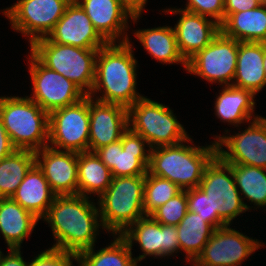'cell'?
<instances>
[{"mask_svg": "<svg viewBox=\"0 0 266 266\" xmlns=\"http://www.w3.org/2000/svg\"><path fill=\"white\" fill-rule=\"evenodd\" d=\"M89 96L49 114L48 146L61 151L87 152L89 145Z\"/></svg>", "mask_w": 266, "mask_h": 266, "instance_id": "obj_8", "label": "cell"}, {"mask_svg": "<svg viewBox=\"0 0 266 266\" xmlns=\"http://www.w3.org/2000/svg\"><path fill=\"white\" fill-rule=\"evenodd\" d=\"M262 3L261 0H224V19L229 14L254 9Z\"/></svg>", "mask_w": 266, "mask_h": 266, "instance_id": "obj_38", "label": "cell"}, {"mask_svg": "<svg viewBox=\"0 0 266 266\" xmlns=\"http://www.w3.org/2000/svg\"><path fill=\"white\" fill-rule=\"evenodd\" d=\"M221 32L239 42L266 43V3L254 9L229 14Z\"/></svg>", "mask_w": 266, "mask_h": 266, "instance_id": "obj_26", "label": "cell"}, {"mask_svg": "<svg viewBox=\"0 0 266 266\" xmlns=\"http://www.w3.org/2000/svg\"><path fill=\"white\" fill-rule=\"evenodd\" d=\"M123 7L132 15L140 16L142 15L147 0H119Z\"/></svg>", "mask_w": 266, "mask_h": 266, "instance_id": "obj_41", "label": "cell"}, {"mask_svg": "<svg viewBox=\"0 0 266 266\" xmlns=\"http://www.w3.org/2000/svg\"><path fill=\"white\" fill-rule=\"evenodd\" d=\"M0 266H29V262H25L20 249L9 248V253L0 256Z\"/></svg>", "mask_w": 266, "mask_h": 266, "instance_id": "obj_39", "label": "cell"}, {"mask_svg": "<svg viewBox=\"0 0 266 266\" xmlns=\"http://www.w3.org/2000/svg\"><path fill=\"white\" fill-rule=\"evenodd\" d=\"M133 34L154 59L163 64L181 63L186 70L187 62L179 52L173 27L138 29Z\"/></svg>", "mask_w": 266, "mask_h": 266, "instance_id": "obj_27", "label": "cell"}, {"mask_svg": "<svg viewBox=\"0 0 266 266\" xmlns=\"http://www.w3.org/2000/svg\"><path fill=\"white\" fill-rule=\"evenodd\" d=\"M186 143H193L191 137L176 145L152 148L148 172L174 182L182 190L199 187L206 166L217 155V145Z\"/></svg>", "mask_w": 266, "mask_h": 266, "instance_id": "obj_3", "label": "cell"}, {"mask_svg": "<svg viewBox=\"0 0 266 266\" xmlns=\"http://www.w3.org/2000/svg\"><path fill=\"white\" fill-rule=\"evenodd\" d=\"M255 95L246 89L233 85L222 86L221 92L215 101V115L222 122L239 127L241 123H250L251 120L260 118L255 113ZM253 116V117H252Z\"/></svg>", "mask_w": 266, "mask_h": 266, "instance_id": "obj_23", "label": "cell"}, {"mask_svg": "<svg viewBox=\"0 0 266 266\" xmlns=\"http://www.w3.org/2000/svg\"><path fill=\"white\" fill-rule=\"evenodd\" d=\"M55 197L42 170L35 163L12 199L41 220L48 212Z\"/></svg>", "mask_w": 266, "mask_h": 266, "instance_id": "obj_24", "label": "cell"}, {"mask_svg": "<svg viewBox=\"0 0 266 266\" xmlns=\"http://www.w3.org/2000/svg\"><path fill=\"white\" fill-rule=\"evenodd\" d=\"M239 41L221 31L204 49L187 61V73L221 86L232 85L236 71Z\"/></svg>", "mask_w": 266, "mask_h": 266, "instance_id": "obj_11", "label": "cell"}, {"mask_svg": "<svg viewBox=\"0 0 266 266\" xmlns=\"http://www.w3.org/2000/svg\"><path fill=\"white\" fill-rule=\"evenodd\" d=\"M187 212V190H182L165 204L155 209L150 216L158 223L177 226Z\"/></svg>", "mask_w": 266, "mask_h": 266, "instance_id": "obj_34", "label": "cell"}, {"mask_svg": "<svg viewBox=\"0 0 266 266\" xmlns=\"http://www.w3.org/2000/svg\"><path fill=\"white\" fill-rule=\"evenodd\" d=\"M264 243L250 238L230 225L216 228L203 251L192 263L194 266H241Z\"/></svg>", "mask_w": 266, "mask_h": 266, "instance_id": "obj_15", "label": "cell"}, {"mask_svg": "<svg viewBox=\"0 0 266 266\" xmlns=\"http://www.w3.org/2000/svg\"><path fill=\"white\" fill-rule=\"evenodd\" d=\"M264 43L239 42L236 71L232 85L258 94L266 86L263 68Z\"/></svg>", "mask_w": 266, "mask_h": 266, "instance_id": "obj_22", "label": "cell"}, {"mask_svg": "<svg viewBox=\"0 0 266 266\" xmlns=\"http://www.w3.org/2000/svg\"><path fill=\"white\" fill-rule=\"evenodd\" d=\"M232 168L235 184L241 194L242 201L247 211L250 206L244 202H249L258 207L266 206V169L255 166L240 164H229ZM244 197H243V196Z\"/></svg>", "mask_w": 266, "mask_h": 266, "instance_id": "obj_32", "label": "cell"}, {"mask_svg": "<svg viewBox=\"0 0 266 266\" xmlns=\"http://www.w3.org/2000/svg\"><path fill=\"white\" fill-rule=\"evenodd\" d=\"M38 219L12 198H0V234L8 249H21V245L34 230Z\"/></svg>", "mask_w": 266, "mask_h": 266, "instance_id": "obj_25", "label": "cell"}, {"mask_svg": "<svg viewBox=\"0 0 266 266\" xmlns=\"http://www.w3.org/2000/svg\"><path fill=\"white\" fill-rule=\"evenodd\" d=\"M0 119L15 149L48 146L49 114L28 96H0Z\"/></svg>", "mask_w": 266, "mask_h": 266, "instance_id": "obj_4", "label": "cell"}, {"mask_svg": "<svg viewBox=\"0 0 266 266\" xmlns=\"http://www.w3.org/2000/svg\"><path fill=\"white\" fill-rule=\"evenodd\" d=\"M144 183L145 175L112 178L110 186L97 202L103 230L121 235L146 216L143 210Z\"/></svg>", "mask_w": 266, "mask_h": 266, "instance_id": "obj_5", "label": "cell"}, {"mask_svg": "<svg viewBox=\"0 0 266 266\" xmlns=\"http://www.w3.org/2000/svg\"><path fill=\"white\" fill-rule=\"evenodd\" d=\"M73 260L75 254L51 247L35 256L29 266H74Z\"/></svg>", "mask_w": 266, "mask_h": 266, "instance_id": "obj_37", "label": "cell"}, {"mask_svg": "<svg viewBox=\"0 0 266 266\" xmlns=\"http://www.w3.org/2000/svg\"><path fill=\"white\" fill-rule=\"evenodd\" d=\"M162 12L180 15L174 31L179 52L186 62L209 45L221 31L220 24L199 14L175 7Z\"/></svg>", "mask_w": 266, "mask_h": 266, "instance_id": "obj_21", "label": "cell"}, {"mask_svg": "<svg viewBox=\"0 0 266 266\" xmlns=\"http://www.w3.org/2000/svg\"><path fill=\"white\" fill-rule=\"evenodd\" d=\"M89 118V152H95L120 140L129 128L128 108L120 104L101 102L90 96Z\"/></svg>", "mask_w": 266, "mask_h": 266, "instance_id": "obj_17", "label": "cell"}, {"mask_svg": "<svg viewBox=\"0 0 266 266\" xmlns=\"http://www.w3.org/2000/svg\"><path fill=\"white\" fill-rule=\"evenodd\" d=\"M114 241L100 250L85 249L76 255L78 266H138L132 250L120 235H112Z\"/></svg>", "mask_w": 266, "mask_h": 266, "instance_id": "obj_30", "label": "cell"}, {"mask_svg": "<svg viewBox=\"0 0 266 266\" xmlns=\"http://www.w3.org/2000/svg\"><path fill=\"white\" fill-rule=\"evenodd\" d=\"M181 191L182 189L174 182L147 172L143 194L145 215H150L155 209L165 204Z\"/></svg>", "mask_w": 266, "mask_h": 266, "instance_id": "obj_33", "label": "cell"}, {"mask_svg": "<svg viewBox=\"0 0 266 266\" xmlns=\"http://www.w3.org/2000/svg\"><path fill=\"white\" fill-rule=\"evenodd\" d=\"M263 68L266 75V43H264V58H263Z\"/></svg>", "mask_w": 266, "mask_h": 266, "instance_id": "obj_42", "label": "cell"}, {"mask_svg": "<svg viewBox=\"0 0 266 266\" xmlns=\"http://www.w3.org/2000/svg\"><path fill=\"white\" fill-rule=\"evenodd\" d=\"M188 211L198 213L203 219H207L215 228H220V216L218 209L214 208L213 202L209 196L200 189L195 187L187 190Z\"/></svg>", "mask_w": 266, "mask_h": 266, "instance_id": "obj_35", "label": "cell"}, {"mask_svg": "<svg viewBox=\"0 0 266 266\" xmlns=\"http://www.w3.org/2000/svg\"><path fill=\"white\" fill-rule=\"evenodd\" d=\"M129 128L141 135L149 148L179 144L189 138L173 110L147 97L128 108Z\"/></svg>", "mask_w": 266, "mask_h": 266, "instance_id": "obj_7", "label": "cell"}, {"mask_svg": "<svg viewBox=\"0 0 266 266\" xmlns=\"http://www.w3.org/2000/svg\"><path fill=\"white\" fill-rule=\"evenodd\" d=\"M35 164V152L14 150L0 160V198H12L30 168Z\"/></svg>", "mask_w": 266, "mask_h": 266, "instance_id": "obj_31", "label": "cell"}, {"mask_svg": "<svg viewBox=\"0 0 266 266\" xmlns=\"http://www.w3.org/2000/svg\"><path fill=\"white\" fill-rule=\"evenodd\" d=\"M71 0H18L3 10L13 30L29 38L30 46L47 37Z\"/></svg>", "mask_w": 266, "mask_h": 266, "instance_id": "obj_9", "label": "cell"}, {"mask_svg": "<svg viewBox=\"0 0 266 266\" xmlns=\"http://www.w3.org/2000/svg\"><path fill=\"white\" fill-rule=\"evenodd\" d=\"M47 37L55 43L85 49H100L108 44L75 0L67 5L63 16Z\"/></svg>", "mask_w": 266, "mask_h": 266, "instance_id": "obj_19", "label": "cell"}, {"mask_svg": "<svg viewBox=\"0 0 266 266\" xmlns=\"http://www.w3.org/2000/svg\"><path fill=\"white\" fill-rule=\"evenodd\" d=\"M28 59V70L33 85V93L29 98L48 114L56 109L76 104L87 96L72 81L46 67L32 52Z\"/></svg>", "mask_w": 266, "mask_h": 266, "instance_id": "obj_10", "label": "cell"}, {"mask_svg": "<svg viewBox=\"0 0 266 266\" xmlns=\"http://www.w3.org/2000/svg\"><path fill=\"white\" fill-rule=\"evenodd\" d=\"M98 50L55 43L48 37L38 39L30 46V52L46 67L72 81L87 96L95 81Z\"/></svg>", "mask_w": 266, "mask_h": 266, "instance_id": "obj_6", "label": "cell"}, {"mask_svg": "<svg viewBox=\"0 0 266 266\" xmlns=\"http://www.w3.org/2000/svg\"><path fill=\"white\" fill-rule=\"evenodd\" d=\"M35 163L56 196L78 194V153L46 146L35 152Z\"/></svg>", "mask_w": 266, "mask_h": 266, "instance_id": "obj_18", "label": "cell"}, {"mask_svg": "<svg viewBox=\"0 0 266 266\" xmlns=\"http://www.w3.org/2000/svg\"><path fill=\"white\" fill-rule=\"evenodd\" d=\"M216 136L217 155L228 164H240L266 169V117L250 122L244 131ZM223 147H226L224 150Z\"/></svg>", "mask_w": 266, "mask_h": 266, "instance_id": "obj_13", "label": "cell"}, {"mask_svg": "<svg viewBox=\"0 0 266 266\" xmlns=\"http://www.w3.org/2000/svg\"><path fill=\"white\" fill-rule=\"evenodd\" d=\"M185 11L210 17L218 24L224 21V0H187Z\"/></svg>", "mask_w": 266, "mask_h": 266, "instance_id": "obj_36", "label": "cell"}, {"mask_svg": "<svg viewBox=\"0 0 266 266\" xmlns=\"http://www.w3.org/2000/svg\"><path fill=\"white\" fill-rule=\"evenodd\" d=\"M75 1L86 12L95 29L108 43L130 41L125 32L128 31V18L135 23L140 19V16H132L119 0Z\"/></svg>", "mask_w": 266, "mask_h": 266, "instance_id": "obj_20", "label": "cell"}, {"mask_svg": "<svg viewBox=\"0 0 266 266\" xmlns=\"http://www.w3.org/2000/svg\"><path fill=\"white\" fill-rule=\"evenodd\" d=\"M111 170L95 152L78 153V195L99 198L110 186ZM90 195V196H88Z\"/></svg>", "mask_w": 266, "mask_h": 266, "instance_id": "obj_29", "label": "cell"}, {"mask_svg": "<svg viewBox=\"0 0 266 266\" xmlns=\"http://www.w3.org/2000/svg\"><path fill=\"white\" fill-rule=\"evenodd\" d=\"M199 188L202 189L218 209L220 228L247 211L235 184L231 166L216 155L206 166Z\"/></svg>", "mask_w": 266, "mask_h": 266, "instance_id": "obj_12", "label": "cell"}, {"mask_svg": "<svg viewBox=\"0 0 266 266\" xmlns=\"http://www.w3.org/2000/svg\"><path fill=\"white\" fill-rule=\"evenodd\" d=\"M177 234L175 225L158 223L150 215H146L129 226L120 236L127 242L131 250L133 243L139 244L143 253L134 257L136 263H139L146 256H154V258L167 256L168 258L171 255L174 256V253L180 252Z\"/></svg>", "mask_w": 266, "mask_h": 266, "instance_id": "obj_16", "label": "cell"}, {"mask_svg": "<svg viewBox=\"0 0 266 266\" xmlns=\"http://www.w3.org/2000/svg\"><path fill=\"white\" fill-rule=\"evenodd\" d=\"M176 229L180 250L185 253V262L190 264L201 254L216 228L198 213L188 211Z\"/></svg>", "mask_w": 266, "mask_h": 266, "instance_id": "obj_28", "label": "cell"}, {"mask_svg": "<svg viewBox=\"0 0 266 266\" xmlns=\"http://www.w3.org/2000/svg\"><path fill=\"white\" fill-rule=\"evenodd\" d=\"M132 46L130 41L108 43L98 50L95 81L88 96L101 102L120 104L126 108L144 97L136 91L138 61L134 57ZM99 91L103 92L102 96H96Z\"/></svg>", "mask_w": 266, "mask_h": 266, "instance_id": "obj_2", "label": "cell"}, {"mask_svg": "<svg viewBox=\"0 0 266 266\" xmlns=\"http://www.w3.org/2000/svg\"><path fill=\"white\" fill-rule=\"evenodd\" d=\"M82 195L56 196L42 218L49 223L56 241L52 248L75 255L95 246L103 229L97 203Z\"/></svg>", "mask_w": 266, "mask_h": 266, "instance_id": "obj_1", "label": "cell"}, {"mask_svg": "<svg viewBox=\"0 0 266 266\" xmlns=\"http://www.w3.org/2000/svg\"><path fill=\"white\" fill-rule=\"evenodd\" d=\"M14 150L16 149L12 145L10 138L0 119V160H2L3 158H6Z\"/></svg>", "mask_w": 266, "mask_h": 266, "instance_id": "obj_40", "label": "cell"}, {"mask_svg": "<svg viewBox=\"0 0 266 266\" xmlns=\"http://www.w3.org/2000/svg\"><path fill=\"white\" fill-rule=\"evenodd\" d=\"M147 141L128 128L121 139L95 151L111 170L112 177L146 175L150 163Z\"/></svg>", "mask_w": 266, "mask_h": 266, "instance_id": "obj_14", "label": "cell"}]
</instances>
